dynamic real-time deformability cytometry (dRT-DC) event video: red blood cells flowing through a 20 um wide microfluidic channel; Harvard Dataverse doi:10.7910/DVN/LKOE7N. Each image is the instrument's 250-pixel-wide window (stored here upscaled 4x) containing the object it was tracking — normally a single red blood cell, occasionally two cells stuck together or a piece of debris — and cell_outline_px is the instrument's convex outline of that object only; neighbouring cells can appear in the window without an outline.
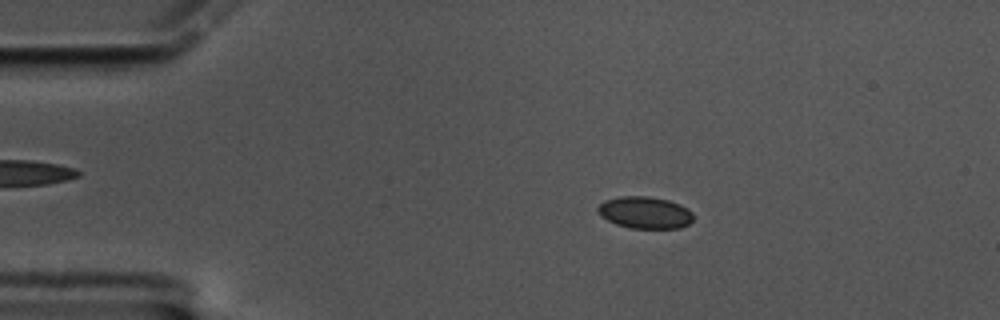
{"species": "common noctule bat (a hibernating species)", "species_latin": "Nyctalus noctula", "temperature_condition": "cold", "stored_images_in_passage": 58, "camera_frame_rate_fps": 3000, "um_per_image_px": 0.085, "animal": {"sex": "male", "body_mass_g": 17.5, "forearm_length_mm": 52.3}, "frame": {"image": 1, "passage_image": 9, "time_ms": 2.667, "image_size_px": [1000, 320], "cell_outline_px": [[692, 220], [688, 224], [680, 228], [632, 228], [616, 224], [600, 216], [596, 212], [596, 208], [604, 200], [620, 196], [648, 196], [668, 200], [680, 204], [688, 208], [692, 212]], "centroid_in_image_um": [54.79, 18.06], "position_along_channel_um": 30.2, "area_um2": 17.86}}
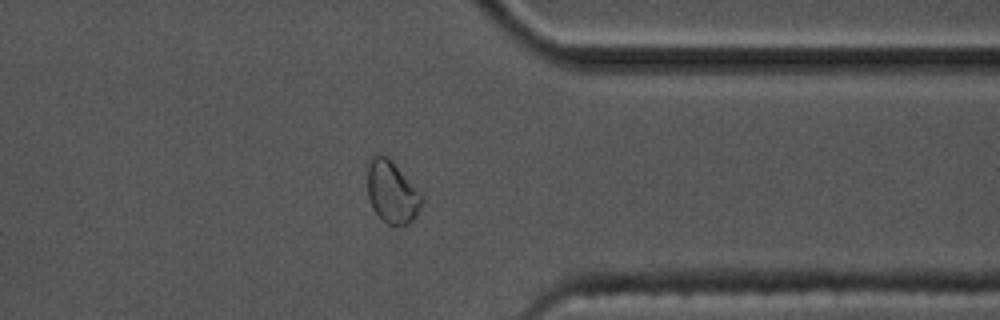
{"frame": {"image": 2, "passage_image": 45, "time_ms": 14.667, "image_size_px": [1000, 320], "cell_outline_px": [[424, 200], [416, 216], [408, 224], [388, 224], [372, 208], [368, 196], [368, 164], [372, 156], [376, 152], [388, 156], [392, 160], [424, 196]], "centroid_in_image_um": [33.33, 16.28], "position_along_channel_um": 378.1, "area_um2": 19.77}}
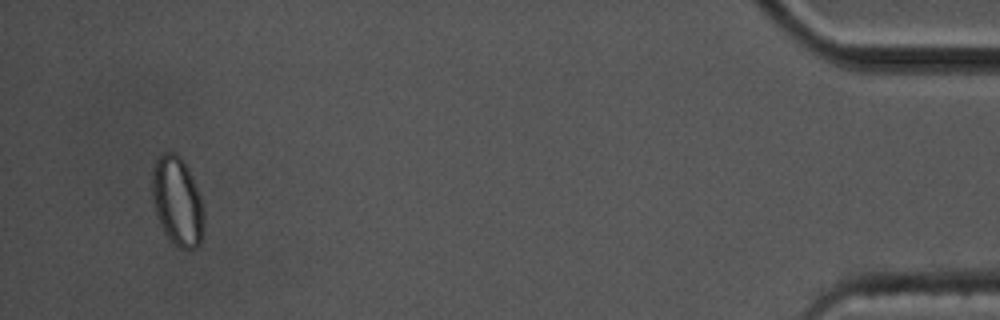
{"frame": {"image": 3, "passage_image": 55, "time_ms": 18.0, "image_size_px": [1000, 320], "cell_outline_px": [[204, 224], [200, 244], [196, 248], [180, 248], [164, 232], [160, 224], [152, 200], [152, 168], [156, 160], [164, 152], [176, 152], [184, 160], [188, 168], [200, 196], [204, 212]], "centroid_in_image_um": [15.07, 17.08], "position_along_channel_um": 420.1, "area_um2": 26.76}}